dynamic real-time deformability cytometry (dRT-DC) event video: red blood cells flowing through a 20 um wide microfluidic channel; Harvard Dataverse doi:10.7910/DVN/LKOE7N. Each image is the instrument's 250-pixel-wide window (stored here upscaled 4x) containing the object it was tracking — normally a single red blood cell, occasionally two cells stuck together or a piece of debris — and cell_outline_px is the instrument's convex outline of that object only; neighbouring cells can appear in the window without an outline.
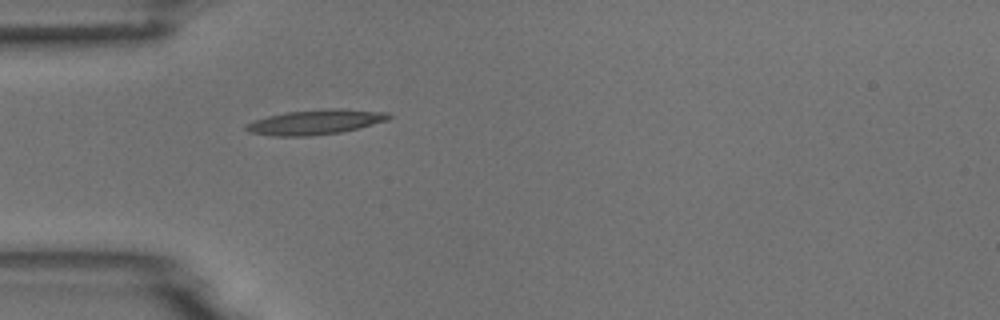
{"species": "common noctule bat (a hibernating species)", "species_latin": "Nyctalus noctula", "temperature_condition": "room temperature", "stored_images_in_passage": 5, "camera_frame_rate_fps": 3000, "um_per_image_px": 0.085, "animal": {"sex": "male", "body_mass_g": 18.8}, "frame": {"image": 1, "passage_image": 5, "time_ms": 4.333, "image_size_px": [1000, 320], "cell_outline_px": [[392, 116], [388, 120], [340, 132], [308, 136], [276, 136], [248, 132], [244, 128], [244, 124], [268, 116], [288, 112], [336, 108], [344, 108], [388, 112]], "centroid_in_image_um": [26.81, 10.37], "position_along_channel_um": 58.2, "area_um2": 20.46}}